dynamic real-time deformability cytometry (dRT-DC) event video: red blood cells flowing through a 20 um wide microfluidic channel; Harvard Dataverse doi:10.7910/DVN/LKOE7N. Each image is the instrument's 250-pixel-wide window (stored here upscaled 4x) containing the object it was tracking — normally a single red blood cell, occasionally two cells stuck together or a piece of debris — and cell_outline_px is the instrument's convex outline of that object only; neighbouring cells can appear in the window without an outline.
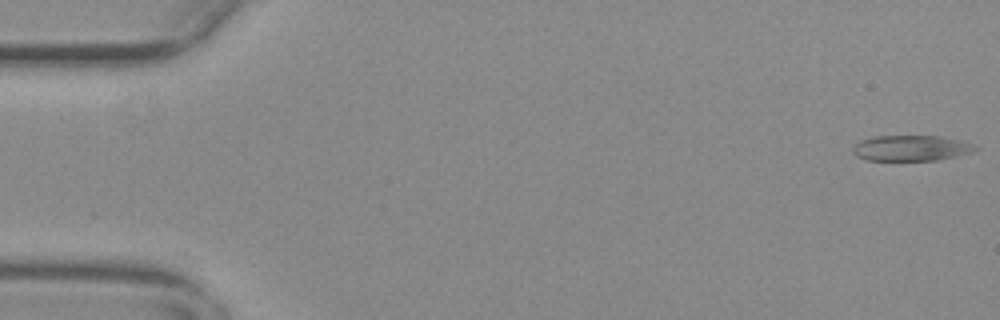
{"species": "common noctule bat (a hibernating species)", "species_latin": "Nyctalus noctula", "temperature_condition": "warm", "stored_images_in_passage": 21, "camera_frame_rate_fps": 3000, "um_per_image_px": 0.085, "animal": {"sex": "female", "body_mass_g": 29.2, "forearm_length_mm": 56.3}, "frame": {"image": 1, "passage_image": 1, "time_ms": 0.0, "image_size_px": [1000, 320], "cell_outline_px": [[980, 148], [972, 152], [960, 156], [936, 160], [864, 160], [856, 156], [852, 152], [852, 148], [860, 140], [872, 136], [936, 136], [976, 144]], "centroid_in_image_um": [77.44, 12.59], "position_along_channel_um": 7.6, "area_um2": 18.38}}
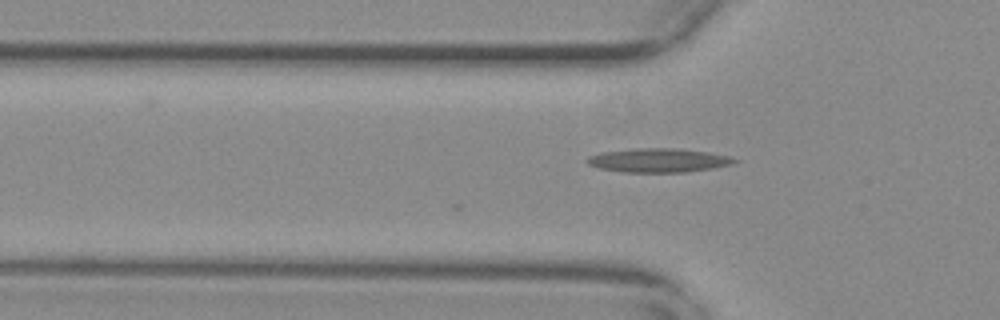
{"frame": {"image": 2, "passage_image": 18, "time_ms": 5.667, "image_size_px": [1000, 320], "cell_outline_px": [[740, 160], [732, 164], [712, 168], [688, 172], [620, 172], [600, 168], [588, 164], [584, 160], [588, 156], [604, 152], [636, 148], [680, 148], [708, 152], [728, 156]], "centroid_in_image_um": [55.97, 13.62], "position_along_channel_um": 69.8, "area_um2": 20.58}}
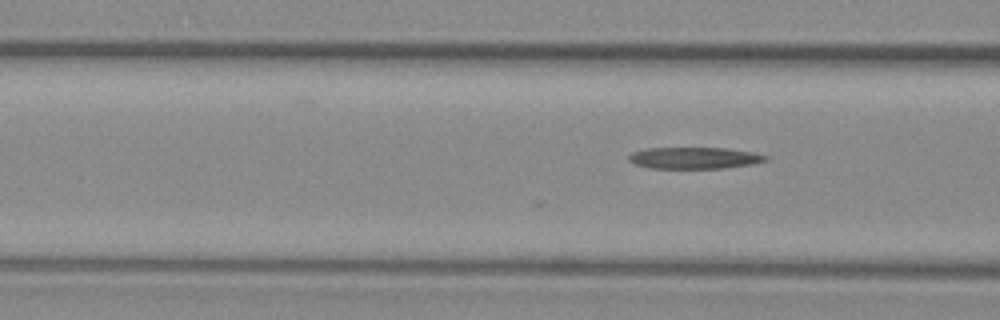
{"frame": {"image": 3, "passage_image": 21, "time_ms": 6.667, "image_size_px": [1000, 320], "cell_outline_px": [[768, 160], [752, 164], [724, 168], [652, 168], [636, 164], [628, 160], [628, 156], [632, 152], [644, 148], [724, 148], [752, 152], [768, 156]], "centroid_in_image_um": [59.01, 13.42], "position_along_channel_um": 107.6, "area_um2": 17.11}}